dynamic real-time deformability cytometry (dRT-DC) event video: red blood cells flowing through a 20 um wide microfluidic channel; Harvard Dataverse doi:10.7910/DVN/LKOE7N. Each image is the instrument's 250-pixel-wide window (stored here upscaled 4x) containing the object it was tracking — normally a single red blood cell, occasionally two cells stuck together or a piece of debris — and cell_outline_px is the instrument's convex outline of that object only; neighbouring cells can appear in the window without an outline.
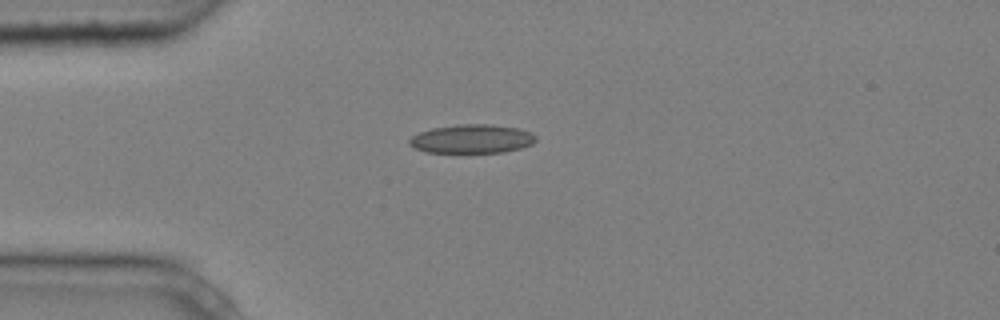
{"species": "common noctule bat (a hibernating species)", "species_latin": "Nyctalus noctula", "temperature_condition": "cold", "stored_images_in_passage": 2, "camera_frame_rate_fps": 3000, "um_per_image_px": 0.085, "animal": {"sex": "male", "body_mass_g": 20.4}, "frame": {"image": 1, "passage_image": 2, "time_ms": 0.333, "image_size_px": [1000, 320], "cell_outline_px": [[536, 140], [532, 144], [520, 148], [504, 152], [424, 152], [412, 148], [408, 144], [408, 140], [412, 136], [420, 132], [432, 128], [460, 124], [488, 124], [520, 128], [532, 132], [536, 136]], "centroid_in_image_um": [40.1, 11.8], "position_along_channel_um": 44.9, "area_um2": 21.33}}